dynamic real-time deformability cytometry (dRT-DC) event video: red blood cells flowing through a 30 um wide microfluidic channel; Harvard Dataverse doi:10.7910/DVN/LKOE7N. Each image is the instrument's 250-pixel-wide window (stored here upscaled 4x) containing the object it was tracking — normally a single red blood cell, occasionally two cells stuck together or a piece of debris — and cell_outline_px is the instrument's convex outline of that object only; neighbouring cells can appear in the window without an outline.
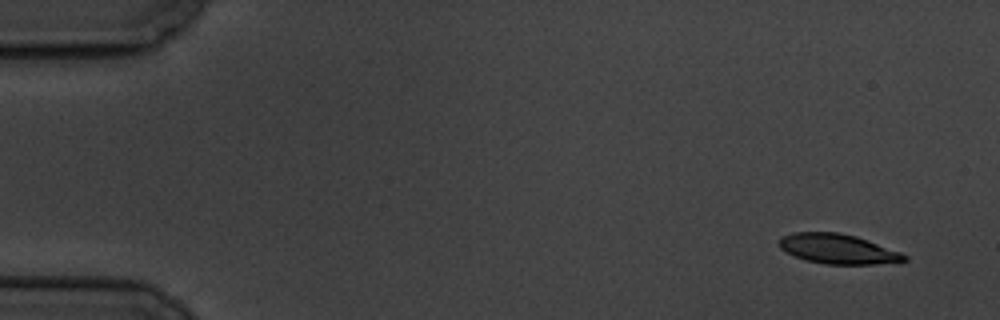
{"species": "common noctule bat (a hibernating species)", "species_latin": "Nyctalus noctula", "temperature_condition": "cold", "stored_images_in_passage": 5, "camera_frame_rate_fps": 3000, "um_per_image_px": 0.085, "animal": {"sex": "male", "body_mass_g": 19.5, "forearm_length_mm": 54.6}, "frame": {"image": 1, "passage_image": 1, "time_ms": 0.0, "image_size_px": [1000, 320], "cell_outline_px": [[908, 260], [900, 264], [824, 264], [804, 260], [784, 252], [780, 248], [780, 236], [792, 232], [840, 232], [856, 236], [900, 252], [908, 256]], "centroid_in_image_um": [71.25, 21.17], "position_along_channel_um": 13.8, "area_um2": 22.14}}
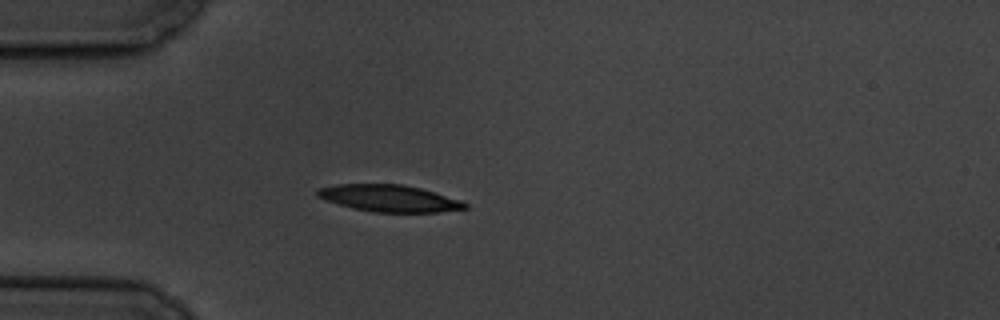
{"frame": {"image": 2, "passage_image": 5, "time_ms": 4.333, "image_size_px": [1000, 320], "cell_outline_px": [[468, 208], [440, 212], [372, 212], [352, 208], [324, 200], [316, 196], [316, 188], [336, 184], [404, 184], [436, 192], [460, 200], [468, 204]], "centroid_in_image_um": [33.05, 16.85], "position_along_channel_um": 51.9, "area_um2": 23.29}}